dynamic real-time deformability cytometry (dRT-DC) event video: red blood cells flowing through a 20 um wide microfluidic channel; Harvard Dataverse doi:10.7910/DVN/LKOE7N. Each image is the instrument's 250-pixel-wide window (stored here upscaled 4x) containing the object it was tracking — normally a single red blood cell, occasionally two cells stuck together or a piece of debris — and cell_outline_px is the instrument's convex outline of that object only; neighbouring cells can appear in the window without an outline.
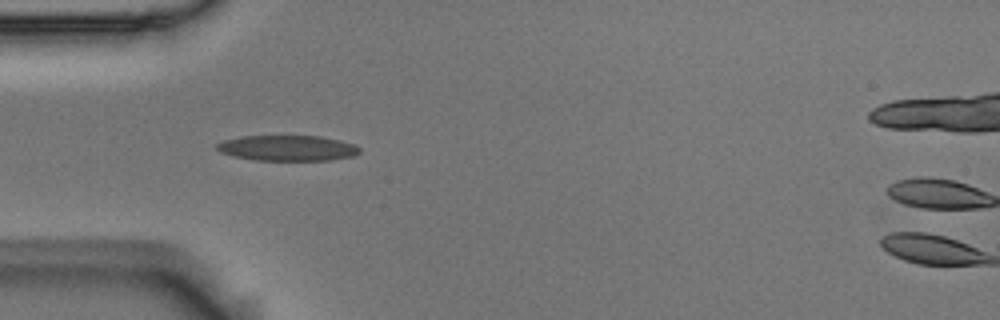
{"species": "Egyptian fruit bat (a non-hibernating species)", "species_latin": "Rousettus aegyptiacus", "temperature_condition": "room temperature", "stored_images_in_passage": 11, "camera_frame_rate_fps": 3000, "um_per_image_px": 0.085, "animal": {"sex": "male"}, "frame": {"image": 1, "passage_image": 4, "time_ms": 1.0, "image_size_px": [1000, 320], "cell_outline_px": [[360, 152], [352, 156], [328, 160], [256, 160], [232, 156], [220, 152], [216, 148], [216, 144], [224, 140], [240, 136], [320, 136], [340, 140], [356, 144], [360, 148]], "centroid_in_image_um": [24.43, 12.58], "position_along_channel_um": 60.6, "area_um2": 21.27}}
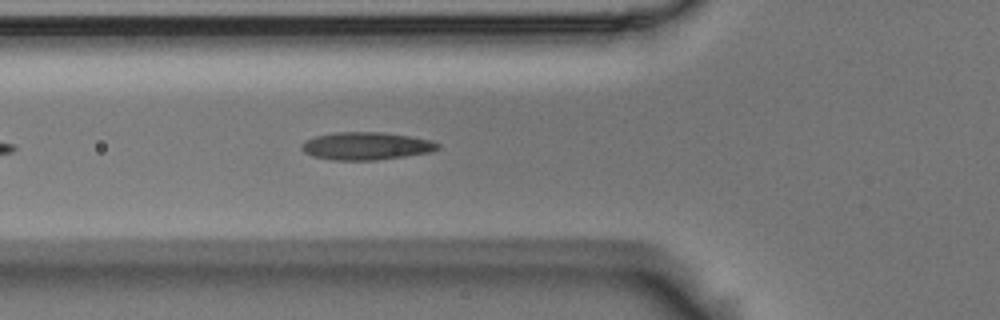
{"frame": {"image": 2, "passage_image": 7, "time_ms": 2.0, "image_size_px": [1000, 320], "cell_outline_px": [[440, 148], [432, 152], [376, 160], [332, 160], [312, 156], [304, 152], [300, 148], [300, 144], [304, 140], [316, 136], [332, 132], [380, 132], [408, 136], [432, 140], [440, 144]], "centroid_in_image_um": [31.09, 12.41], "position_along_channel_um": 94.7, "area_um2": 22.14}}